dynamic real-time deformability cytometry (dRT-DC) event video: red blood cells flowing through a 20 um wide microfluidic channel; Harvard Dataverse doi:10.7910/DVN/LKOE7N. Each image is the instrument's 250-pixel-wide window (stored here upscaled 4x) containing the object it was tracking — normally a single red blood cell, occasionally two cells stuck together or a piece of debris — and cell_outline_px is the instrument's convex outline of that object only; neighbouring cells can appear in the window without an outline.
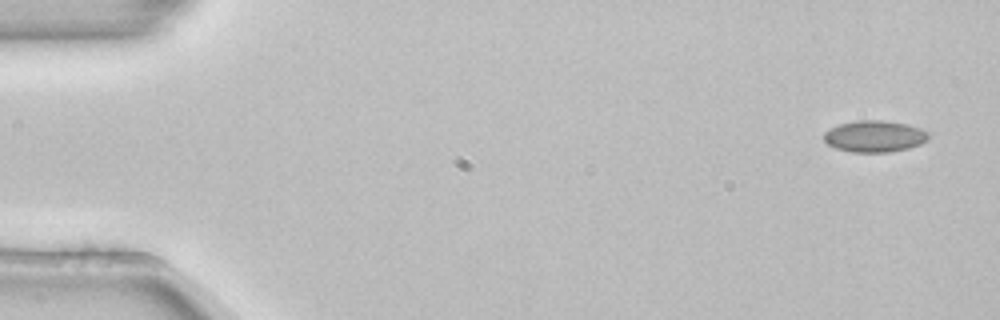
{"species": "common noctule bat (a hibernating species)", "species_latin": "Nyctalus noctula", "temperature_condition": "room temperature", "stored_images_in_passage": 3, "camera_frame_rate_fps": 3000, "um_per_image_px": 0.085, "animal": {"sex": "female", "body_mass_g": 22.7, "forearm_length_mm": 54.2}, "frame": {"image": 1, "passage_image": 1, "time_ms": 0.0, "image_size_px": [1000, 320], "cell_outline_px": [[928, 140], [920, 144], [908, 148], [888, 152], [852, 152], [836, 148], [828, 144], [824, 140], [824, 132], [840, 124], [856, 120], [884, 120], [904, 124], [920, 128], [928, 132]], "centroid_in_image_um": [74.33, 11.58], "position_along_channel_um": 10.7, "area_um2": 19.07}}
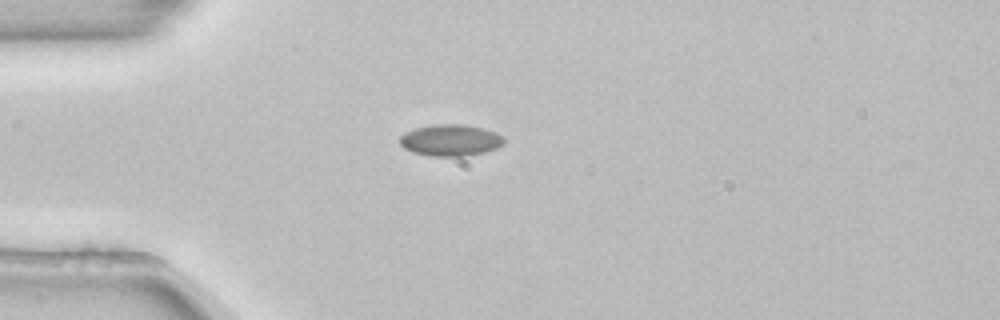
{"frame": {"image": 2, "passage_image": 3, "time_ms": 0.667, "image_size_px": [1000, 320], "cell_outline_px": [[504, 144], [496, 148], [484, 152], [464, 156], [428, 156], [412, 152], [404, 148], [400, 144], [400, 136], [404, 132], [416, 128], [432, 124], [464, 124], [484, 128], [496, 132], [504, 136]], "centroid_in_image_um": [38.29, 11.91], "position_along_channel_um": 46.7, "area_um2": 19.36}}